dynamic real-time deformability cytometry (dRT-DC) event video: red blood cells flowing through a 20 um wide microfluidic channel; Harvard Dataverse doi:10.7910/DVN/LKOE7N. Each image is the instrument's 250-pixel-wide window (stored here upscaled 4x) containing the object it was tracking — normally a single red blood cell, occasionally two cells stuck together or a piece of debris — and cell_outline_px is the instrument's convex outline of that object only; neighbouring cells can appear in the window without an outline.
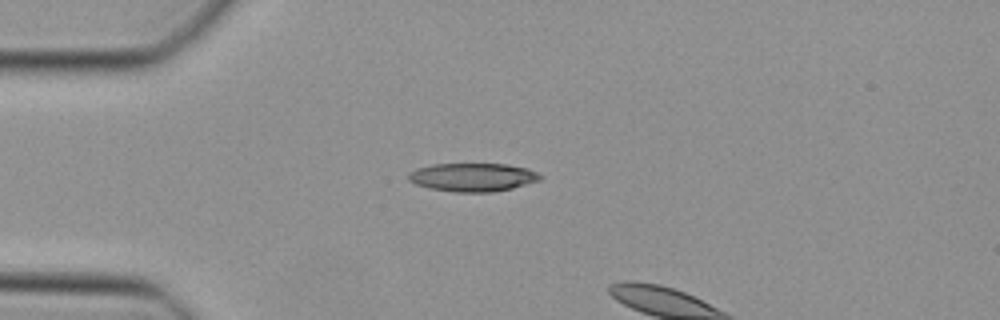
{"species": "Egyptian fruit bat (a non-hibernating species)", "species_latin": "Rousettus aegyptiacus", "temperature_condition": "cold", "stored_images_in_passage": 3, "camera_frame_rate_fps": 3000, "um_per_image_px": 0.085, "animal": {"sex": "female"}, "frame": {"image": 1, "passage_image": 1, "time_ms": 0.0, "image_size_px": [1000, 320], "cell_outline_px": [[544, 176], [540, 180], [512, 188], [492, 192], [456, 192], [428, 188], [416, 184], [408, 180], [408, 172], [416, 168], [432, 164], [508, 164], [528, 168]], "centroid_in_image_um": [40.17, 15.06], "position_along_channel_um": 44.8, "area_um2": 21.91}}